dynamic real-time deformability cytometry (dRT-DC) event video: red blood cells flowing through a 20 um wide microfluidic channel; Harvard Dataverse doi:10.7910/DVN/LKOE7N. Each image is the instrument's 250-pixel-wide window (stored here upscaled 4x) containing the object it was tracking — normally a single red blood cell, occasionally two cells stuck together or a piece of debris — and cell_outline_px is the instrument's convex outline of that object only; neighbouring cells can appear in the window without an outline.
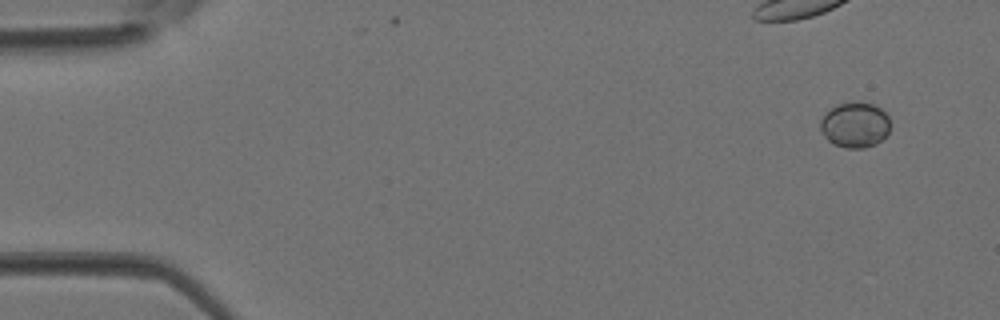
{"species": "Egyptian fruit bat (a non-hibernating species)", "species_latin": "Rousettus aegyptiacus", "temperature_condition": "room temperature", "stored_images_in_passage": 3, "camera_frame_rate_fps": 3000, "um_per_image_px": 0.085, "animal": {"sex": "female"}, "frame": {"image": 1, "passage_image": 1, "time_ms": 0.0, "image_size_px": [1000, 320], "cell_outline_px": [[888, 132], [876, 144], [864, 148], [848, 148], [832, 144], [820, 132], [820, 120], [824, 112], [836, 104], [872, 104], [880, 108], [888, 116]], "centroid_in_image_um": [72.61, 10.64], "position_along_channel_um": 12.4, "area_um2": 18.21}}